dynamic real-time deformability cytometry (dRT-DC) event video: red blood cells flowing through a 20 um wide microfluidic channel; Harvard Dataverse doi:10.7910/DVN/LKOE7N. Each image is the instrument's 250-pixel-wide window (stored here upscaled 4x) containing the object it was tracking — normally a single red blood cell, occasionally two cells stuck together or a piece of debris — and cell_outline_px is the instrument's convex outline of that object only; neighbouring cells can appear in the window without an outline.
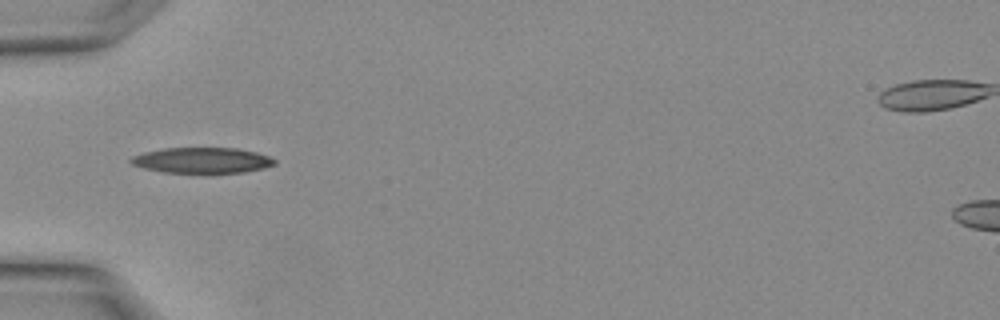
{"species": "Egyptian fruit bat (a non-hibernating species)", "species_latin": "Rousettus aegyptiacus", "temperature_condition": "warm", "stored_images_in_passage": 6, "camera_frame_rate_fps": 3000, "um_per_image_px": 0.085, "animal": {"sex": "female"}, "frame": {"image": 1, "passage_image": 3, "time_ms": 0.667, "image_size_px": [1000, 320], "cell_outline_px": [[276, 164], [264, 168], [244, 172], [160, 172], [144, 168], [132, 164], [128, 160], [132, 156], [144, 152], [164, 148], [236, 148], [256, 152], [268, 156], [276, 160]], "centroid_in_image_um": [17.16, 13.62], "position_along_channel_um": 67.8, "area_um2": 21.33}}